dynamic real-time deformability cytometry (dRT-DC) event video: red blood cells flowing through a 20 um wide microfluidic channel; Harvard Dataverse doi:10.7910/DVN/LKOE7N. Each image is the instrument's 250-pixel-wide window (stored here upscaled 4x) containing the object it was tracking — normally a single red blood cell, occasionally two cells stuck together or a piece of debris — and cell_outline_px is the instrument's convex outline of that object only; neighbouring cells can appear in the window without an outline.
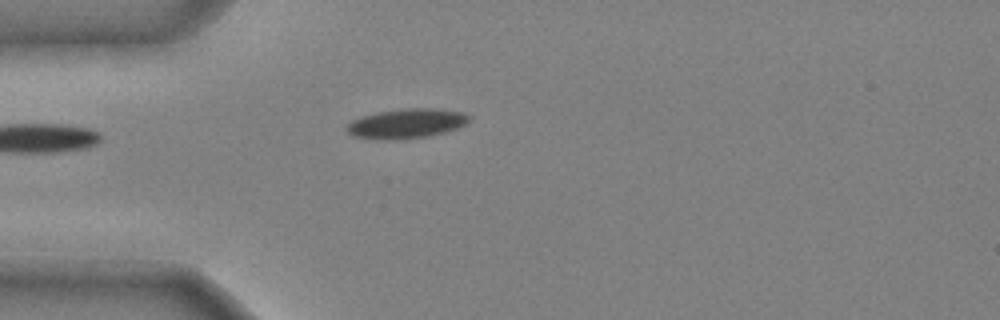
{"species": "common noctule bat (a hibernating species)", "species_latin": "Nyctalus noctula", "temperature_condition": "cold", "stored_images_in_passage": 32, "camera_frame_rate_fps": 3000, "um_per_image_px": 0.085, "animal": {"sex": "male", "body_mass_g": 20.4}, "frame": {"image": 1, "passage_image": 1, "time_ms": 0.0, "image_size_px": [1000, 320], "cell_outline_px": [[472, 120], [456, 128], [444, 132], [428, 136], [404, 140], [380, 140], [352, 136], [344, 128], [352, 120], [360, 116], [380, 112], [404, 108], [440, 108], [464, 112], [472, 116]], "centroid_in_image_um": [34.56, 10.5], "position_along_channel_um": 50.4, "area_um2": 21.56}}
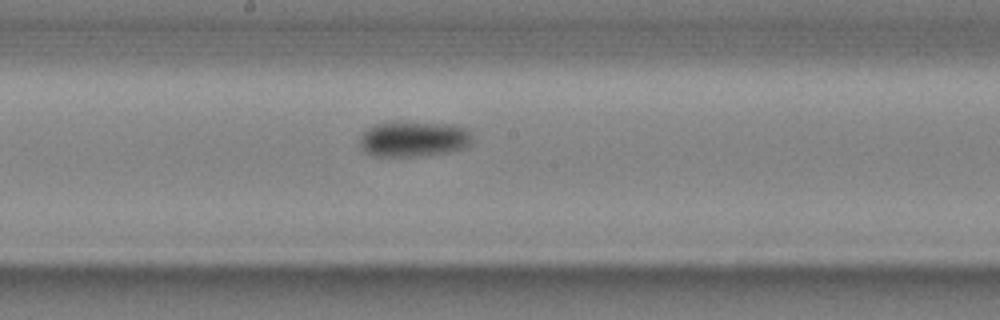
{"frame": {"image": 2, "passage_image": 14, "time_ms": 4.333, "image_size_px": [1000, 320], "cell_outline_px": [[472, 144], [468, 148], [448, 152], [420, 156], [376, 156], [364, 152], [360, 148], [360, 136], [372, 124], [392, 120], [408, 120], [452, 124], [468, 128], [472, 136]], "centroid_in_image_um": [35.18, 11.77], "position_along_channel_um": 213.0, "area_um2": 24.39}}
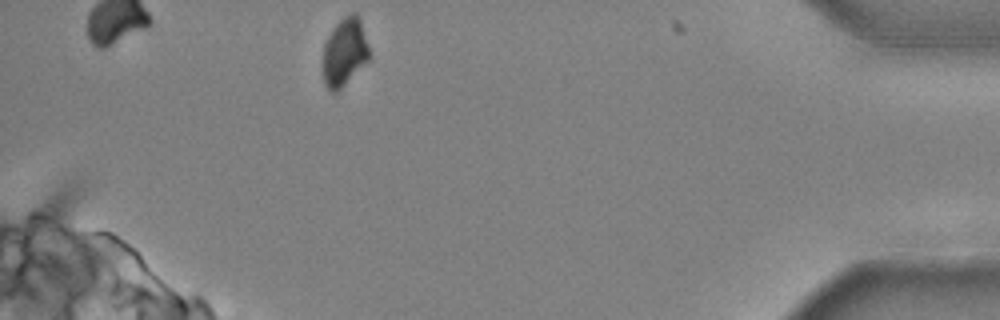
{"frame": {"image": 3, "passage_image": 32, "time_ms": 10.333, "image_size_px": [1000, 320], "cell_outline_px": [[372, 56], [336, 92], [332, 92], [324, 84], [324, 44], [328, 36], [336, 24], [344, 16], [352, 12], [356, 12], [360, 20]], "centroid_in_image_um": [29.31, 4.39], "position_along_channel_um": 405.9, "area_um2": 18.03}, "authors_computed_cell_mechanics": {"area_um2": 22.1085, "velocity_mm_per_s": 3.9708, "shape_relaxation_time_tau1_ms": 4.2053, "shape_relaxation_time_tau2_ms": null, "deformation_change_tau1": 0.1363, "deformation_change_tau2": null}}